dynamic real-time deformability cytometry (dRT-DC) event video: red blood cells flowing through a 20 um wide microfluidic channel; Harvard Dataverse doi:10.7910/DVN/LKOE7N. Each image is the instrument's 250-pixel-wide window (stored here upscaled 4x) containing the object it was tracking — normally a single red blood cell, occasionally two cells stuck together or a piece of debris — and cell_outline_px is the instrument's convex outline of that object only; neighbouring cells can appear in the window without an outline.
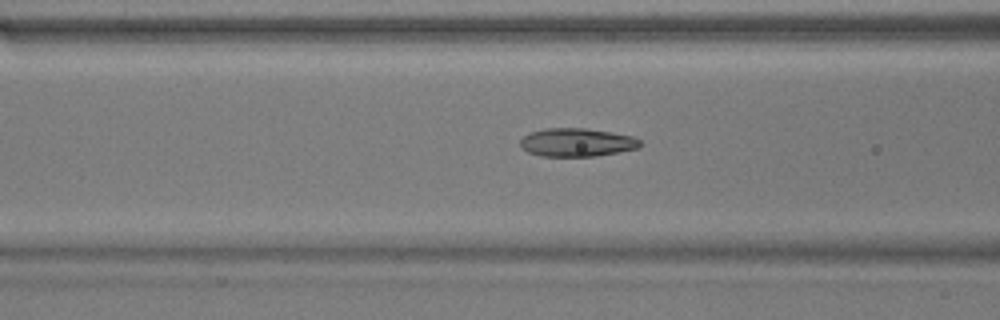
{"species": "common noctule bat (a hibernating species)", "species_latin": "Nyctalus noctula", "temperature_condition": "warm", "stored_images_in_passage": 47, "camera_frame_rate_fps": 3000, "um_per_image_px": 0.085, "animal": {"sex": "male", "body_mass_g": 17.9}, "frame": {"image": 1, "passage_image": 15, "time_ms": 4.667, "image_size_px": [1000, 320], "cell_outline_px": [[644, 144], [640, 148], [596, 156], [540, 156], [528, 152], [520, 148], [520, 140], [524, 136], [532, 132], [544, 128], [584, 128], [612, 132], [632, 136], [640, 140]], "centroid_in_image_um": [49.05, 12.1], "position_along_channel_um": 117.6, "area_um2": 19.94}}
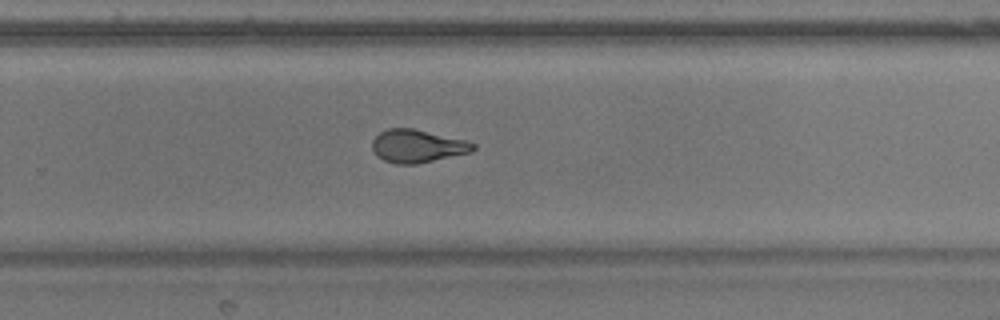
{"frame": {"image": 2, "passage_image": 29, "time_ms": 9.333, "image_size_px": [1000, 320], "cell_outline_px": [[476, 148], [472, 152], [416, 164], [396, 164], [384, 160], [376, 156], [372, 148], [372, 140], [380, 132], [388, 128], [412, 128], [464, 140], [476, 144]], "centroid_in_image_um": [35.46, 12.42], "position_along_channel_um": 294.3, "area_um2": 19.31}}
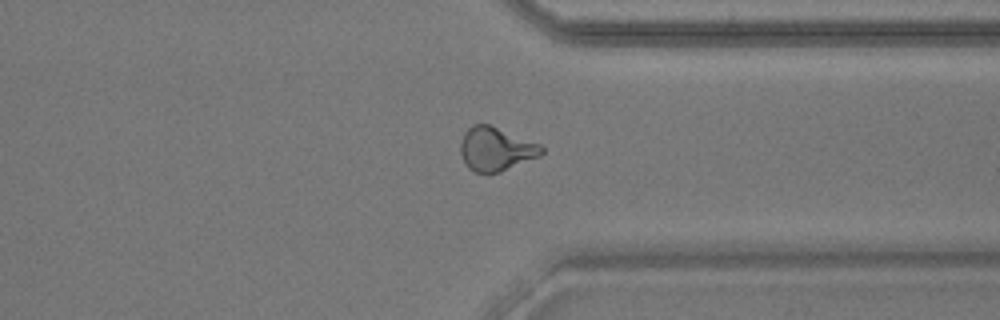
{"frame": {"image": 3, "passage_image": 35, "time_ms": 11.333, "image_size_px": [1000, 320], "cell_outline_px": [[544, 152], [540, 156], [500, 172], [488, 176], [476, 172], [468, 168], [460, 152], [460, 144], [464, 132], [472, 124], [488, 124], [540, 144], [544, 148]], "centroid_in_image_um": [42.14, 12.7], "position_along_channel_um": 369.3, "area_um2": 20.81}, "authors_computed_cell_mechanics": {"area_um2": 19.941, "velocity_mm_per_s": 3.7941, "shape_relaxation_time_tau1_ms": 8.0494, "shape_relaxation_time_tau2_ms": 1.489, "deformation_change_tau1": 0.2118, "deformation_change_tau2": 0.0836}}